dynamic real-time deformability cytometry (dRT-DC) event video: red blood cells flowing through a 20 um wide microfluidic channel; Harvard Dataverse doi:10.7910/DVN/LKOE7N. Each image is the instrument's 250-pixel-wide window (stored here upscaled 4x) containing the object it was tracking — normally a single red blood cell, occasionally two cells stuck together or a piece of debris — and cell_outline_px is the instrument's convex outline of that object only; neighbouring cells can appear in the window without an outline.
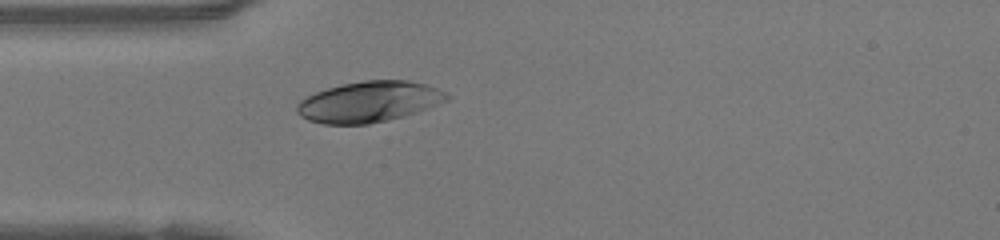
{"species": "human", "species_latin": "Homo sapiens", "temperature_condition": "warm", "stored_images_in_passage": 36, "camera_frame_rate_fps": 3000, "um_per_image_px": 0.085, "donor": {"sex": "female"}, "frame": {"image": 1, "passage_image": 1, "time_ms": 0.0, "image_size_px": [1000, 240], "cell_outline_px": [[448, 100], [416, 112], [404, 116], [388, 120], [368, 124], [324, 124], [308, 120], [300, 116], [296, 112], [296, 104], [300, 100], [316, 92], [328, 88], [344, 84], [364, 80], [408, 80], [424, 84], [436, 88], [444, 92], [448, 96]], "centroid_in_image_um": [31.33, 8.66], "position_along_channel_um": 53.7, "area_um2": 35.37}}
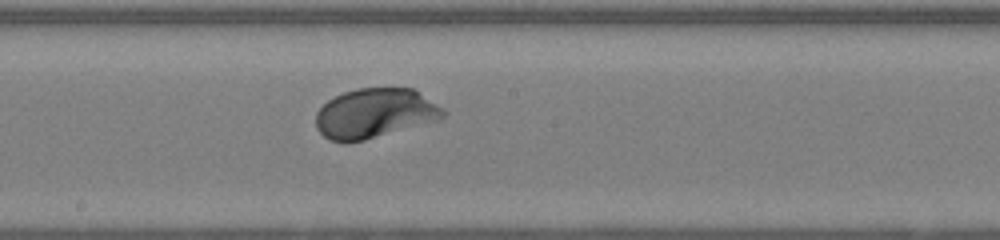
{"frame": {"image": 2, "passage_image": 13, "time_ms": 4.0, "image_size_px": [1000, 240], "cell_outline_px": [[448, 112], [444, 116], [436, 120], [364, 140], [344, 144], [332, 140], [324, 136], [316, 128], [316, 112], [328, 100], [344, 92], [356, 88], [412, 88]], "centroid_in_image_um": [31.81, 9.64], "position_along_channel_um": 216.4, "area_um2": 36.47}}
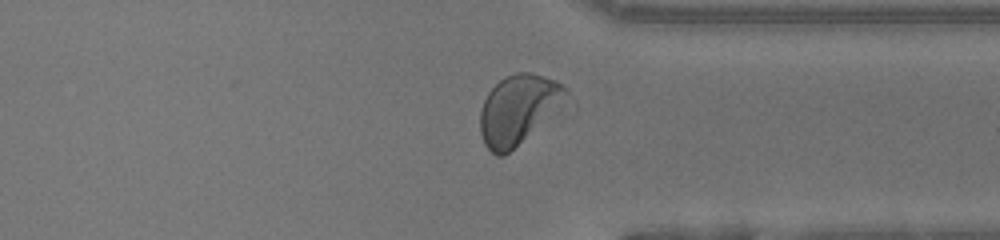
{"frame": {"image": 3, "passage_image": 24, "time_ms": 7.667, "image_size_px": [1000, 240], "cell_outline_px": [[568, 88], [524, 136], [504, 156], [496, 156], [484, 144], [480, 132], [480, 112], [484, 100], [488, 92], [500, 80], [516, 72], [528, 72], [544, 76], [556, 80]], "centroid_in_image_um": [43.85, 9.25], "position_along_channel_um": 367.5, "area_um2": 31.79}, "authors_computed_cell_mechanics": {"area_um2": 36.6163, "velocity_mm_per_s": 4.1557, "shape_relaxation_time_tau1_ms": 1.5371, "shape_relaxation_time_tau2_ms": null, "deformation_change_tau1": 0.1183, "deformation_change_tau2": null}}